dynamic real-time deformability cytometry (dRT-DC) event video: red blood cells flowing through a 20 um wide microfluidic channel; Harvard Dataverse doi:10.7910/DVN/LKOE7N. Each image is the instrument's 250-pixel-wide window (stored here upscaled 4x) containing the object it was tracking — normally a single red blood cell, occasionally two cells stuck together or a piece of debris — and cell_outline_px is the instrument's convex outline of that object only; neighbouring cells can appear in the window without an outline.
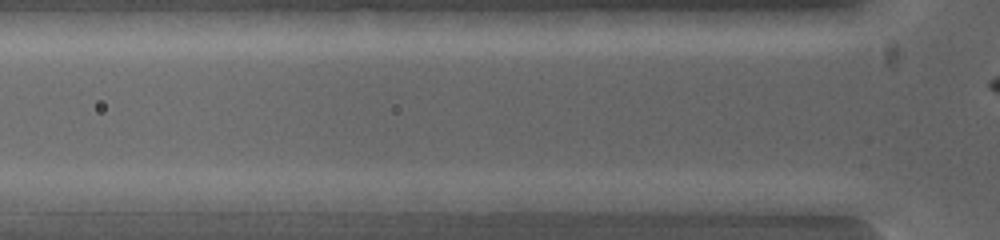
{"species": "common noctule bat (a hibernating species)", "species_latin": "Nyctalus noctula", "temperature_condition": "warm", "stored_images_in_passage": 4, "camera_frame_rate_fps": 5000, "um_per_image_px": 0.085, "animal": {"sex": "female", "body_mass_g": 19.0, "forearm_length_mm": 53.3}, "frame": {"image": 1, "passage_image": 4, "time_ms": 1.2, "image_size_px": [1000, 240], "cell_outline_px": [[820, 216], [808, 220], [776, 220], [704, 208], [692, 200], [696, 192], [720, 192], [820, 200]], "centroid_in_image_um": [64.62, 17.48], "position_along_channel_um": 61.2, "area_um2": 18.21}}